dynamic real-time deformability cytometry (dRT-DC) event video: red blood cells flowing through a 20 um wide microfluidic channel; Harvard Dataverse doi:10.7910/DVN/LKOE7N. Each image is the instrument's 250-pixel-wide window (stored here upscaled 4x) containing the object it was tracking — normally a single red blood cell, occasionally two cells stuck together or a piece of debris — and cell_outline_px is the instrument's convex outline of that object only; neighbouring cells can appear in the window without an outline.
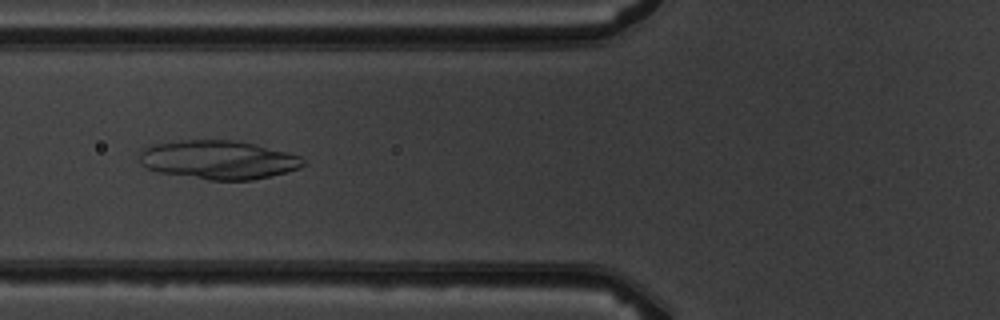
{"species": "common noctule bat (a hibernating species)", "species_latin": "Nyctalus noctula", "temperature_condition": "warm", "stored_images_in_passage": 7, "camera_frame_rate_fps": 3000, "um_per_image_px": 0.085, "animal": {"sex": "male", "body_mass_g": 19.5, "forearm_length_mm": 54.6}, "frame": {"image": 1, "passage_image": 7, "time_ms": 6.667, "image_size_px": [1000, 320], "cell_outline_px": [[304, 164], [300, 168], [288, 172], [272, 176], [252, 180], [208, 180], [156, 172], [140, 164], [140, 152], [144, 148], [152, 144], [180, 140], [232, 140], [252, 144], [300, 156], [304, 160]], "centroid_in_image_um": [18.52, 13.6], "position_along_channel_um": 107.3, "area_um2": 36.93}}